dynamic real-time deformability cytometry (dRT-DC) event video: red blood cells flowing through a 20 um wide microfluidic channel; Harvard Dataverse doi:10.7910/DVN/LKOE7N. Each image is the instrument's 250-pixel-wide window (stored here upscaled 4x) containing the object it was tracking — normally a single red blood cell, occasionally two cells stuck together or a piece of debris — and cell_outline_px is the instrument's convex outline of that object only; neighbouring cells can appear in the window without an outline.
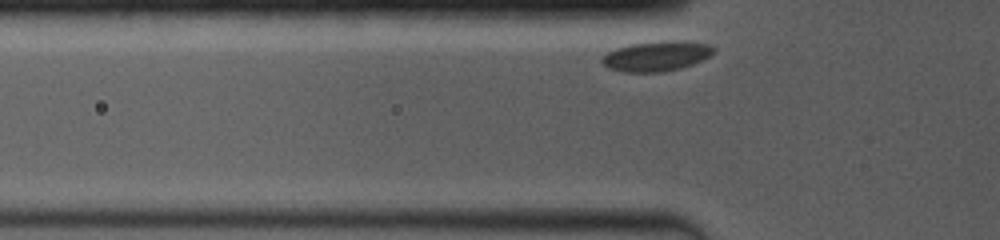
{"species": "common noctule bat (a hibernating species)", "species_latin": "Nyctalus noctula", "temperature_condition": "room temperature", "stored_images_in_passage": 11, "camera_frame_rate_fps": 4000, "um_per_image_px": 0.085, "animal": {"sex": "female", "body_mass_g": 19.0, "forearm_length_mm": 53.3}, "frame": {"image": 1, "passage_image": 2, "time_ms": 0.25, "image_size_px": [1000, 240], "cell_outline_px": [[716, 48], [708, 56], [692, 64], [680, 68], [664, 72], [624, 72], [608, 68], [600, 60], [608, 52], [616, 48], [632, 44], [668, 40], [676, 40], [708, 44]], "centroid_in_image_um": [55.78, 4.77], "position_along_channel_um": 70.0, "area_um2": 19.31}}
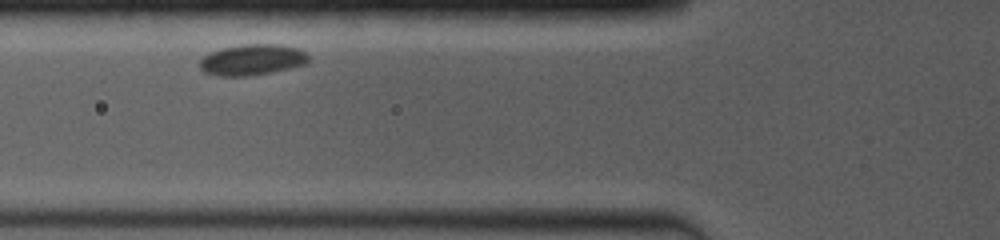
{"frame": {"image": 2, "passage_image": 5, "time_ms": 1.25, "image_size_px": [1000, 240], "cell_outline_px": [[308, 60], [304, 64], [272, 72], [248, 76], [220, 76], [204, 72], [200, 68], [200, 60], [204, 56], [220, 48], [244, 44], [280, 44], [300, 48], [308, 56]], "centroid_in_image_um": [21.43, 5.07], "position_along_channel_um": 104.4, "area_um2": 19.54}}
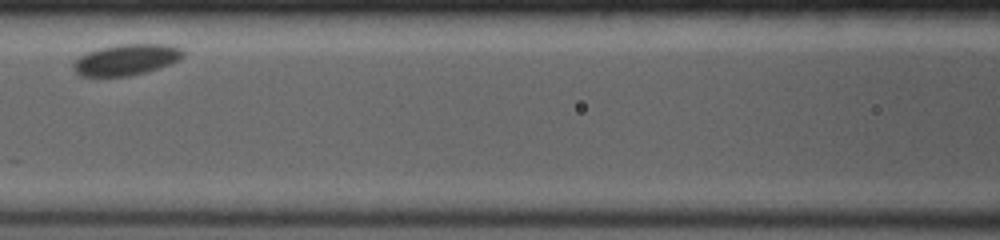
{"frame": {"image": 3, "passage_image": 10, "time_ms": 2.75, "image_size_px": [1000, 240], "cell_outline_px": [[184, 56], [180, 60], [144, 72], [128, 76], [80, 76], [72, 68], [72, 64], [80, 56], [88, 52], [100, 48], [116, 44], [172, 44], [180, 48], [184, 52]], "centroid_in_image_um": [10.73, 5.06], "position_along_channel_um": 155.9, "area_um2": 19.77}}